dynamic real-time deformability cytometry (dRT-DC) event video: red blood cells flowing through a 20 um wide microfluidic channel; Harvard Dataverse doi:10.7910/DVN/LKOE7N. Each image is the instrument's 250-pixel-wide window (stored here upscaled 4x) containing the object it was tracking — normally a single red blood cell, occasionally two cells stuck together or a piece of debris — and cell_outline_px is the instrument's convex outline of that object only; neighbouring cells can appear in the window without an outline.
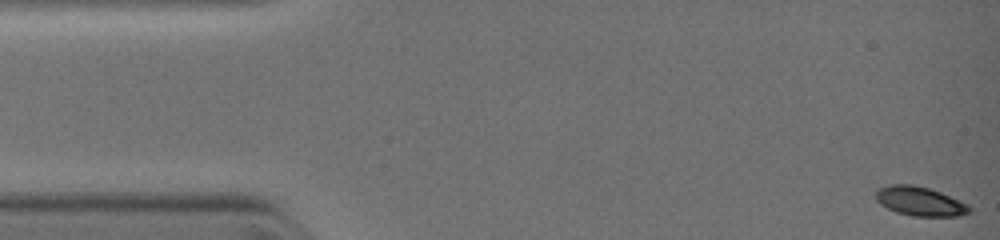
{"species": "common noctule bat (a hibernating species)", "species_latin": "Nyctalus noctula", "temperature_condition": "warm", "stored_images_in_passage": 12, "camera_frame_rate_fps": 3000, "um_per_image_px": 0.085, "animal": {"sex": "female", "body_mass_g": 19.0, "forearm_length_mm": 51.5}, "frame": {"image": 1, "passage_image": 1, "time_ms": 0.0, "image_size_px": [1000, 240], "cell_outline_px": [[972, 212], [960, 216], [912, 216], [896, 212], [880, 204], [876, 200], [876, 188], [892, 184], [912, 184], [928, 188], [940, 192], [968, 204], [972, 208]], "centroid_in_image_um": [78.2, 17.11], "position_along_channel_um": 6.8, "area_um2": 16.01}}
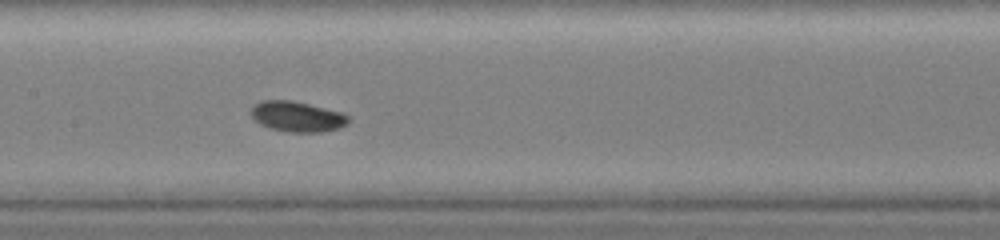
{"frame": {"image": 2, "passage_image": 11, "time_ms": 5.667, "image_size_px": [1000, 240], "cell_outline_px": [[348, 124], [340, 128], [320, 132], [288, 132], [268, 128], [260, 124], [248, 112], [252, 104], [260, 100], [292, 100], [340, 112], [348, 116]], "centroid_in_image_um": [25.19, 9.9], "position_along_channel_um": 182.2, "area_um2": 17.4}}
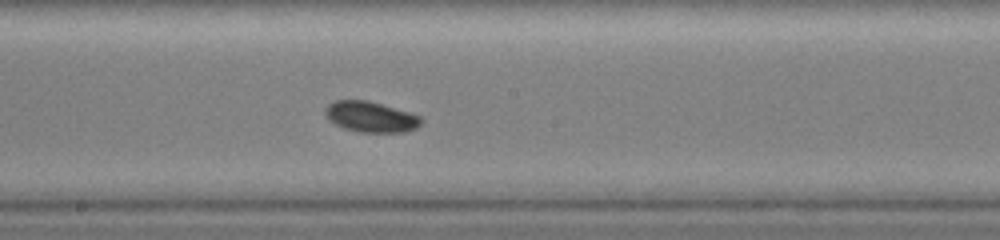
{"frame": {"image": 3, "passage_image": 12, "time_ms": 6.333, "image_size_px": [1000, 240], "cell_outline_px": [[424, 120], [416, 128], [404, 132], [360, 132], [344, 128], [328, 120], [324, 112], [324, 108], [328, 104], [336, 100], [368, 100], [408, 112], [420, 116]], "centroid_in_image_um": [31.49, 9.93], "position_along_channel_um": 216.7, "area_um2": 17.11}}